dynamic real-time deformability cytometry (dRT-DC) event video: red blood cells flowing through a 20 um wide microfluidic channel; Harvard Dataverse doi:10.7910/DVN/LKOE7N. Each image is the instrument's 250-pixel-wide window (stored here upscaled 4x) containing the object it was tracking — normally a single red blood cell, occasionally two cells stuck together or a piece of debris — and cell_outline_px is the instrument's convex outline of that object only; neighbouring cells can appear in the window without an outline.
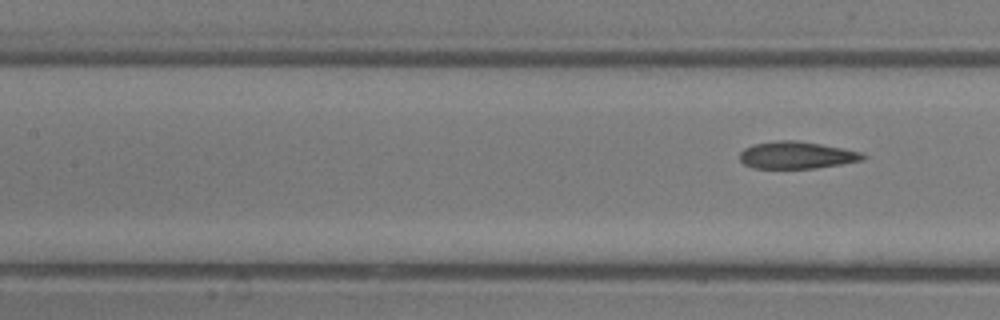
{"species": "common noctule bat (a hibernating species)", "species_latin": "Nyctalus noctula", "temperature_condition": "room temperature", "stored_images_in_passage": 8, "segment_of_instrument_passage": [2, 2], "camera_frame_rate_fps": 3000, "um_per_image_px": 0.085, "animal": {"sex": "male", "body_mass_g": 13.3}, "frame": {"image": 1, "passage_image": 8, "time_ms": 8.333, "image_size_px": [1000, 320], "cell_outline_px": [[868, 156], [864, 160], [816, 168], [752, 168], [744, 164], [740, 160], [740, 152], [744, 148], [752, 144], [780, 140], [796, 140], [844, 148], [864, 152]], "centroid_in_image_um": [67.74, 13.18], "position_along_channel_um": 139.7, "area_um2": 19.65}}